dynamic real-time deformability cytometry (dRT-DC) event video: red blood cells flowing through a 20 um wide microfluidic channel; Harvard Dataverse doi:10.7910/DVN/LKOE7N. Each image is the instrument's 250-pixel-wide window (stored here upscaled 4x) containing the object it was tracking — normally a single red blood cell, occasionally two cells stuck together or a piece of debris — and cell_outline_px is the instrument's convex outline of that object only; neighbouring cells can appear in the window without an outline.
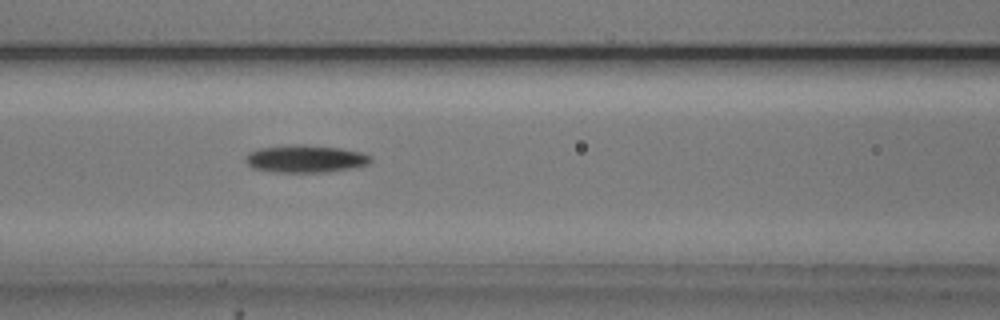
{"species": "common noctule bat (a hibernating species)", "species_latin": "Nyctalus noctula", "temperature_condition": "cold", "stored_images_in_passage": 45, "camera_frame_rate_fps": 3000, "um_per_image_px": 0.085, "animal": {"sex": "male", "body_mass_g": 20.5, "forearm_length_mm": 52.5}, "frame": {"image": 1, "passage_image": 14, "time_ms": 4.333, "image_size_px": [1000, 320], "cell_outline_px": [[372, 160], [368, 164], [348, 168], [320, 172], [276, 172], [252, 168], [244, 160], [244, 156], [248, 152], [260, 148], [288, 144], [304, 144], [340, 148], [360, 152], [372, 156]], "centroid_in_image_um": [25.9, 13.48], "position_along_channel_um": 140.7, "area_um2": 20.06}}
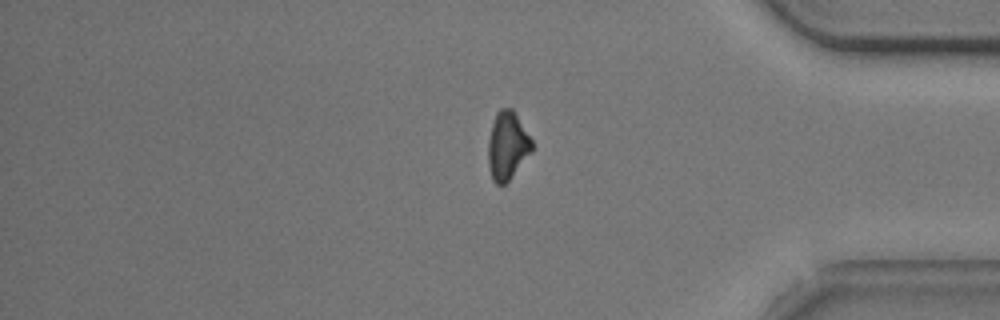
{"frame": {"image": 2, "passage_image": 36, "time_ms": 11.667, "image_size_px": [1000, 320], "cell_outline_px": [[536, 148], [508, 180], [504, 184], [496, 184], [492, 180], [488, 168], [488, 140], [492, 124], [496, 112], [500, 108], [512, 108], [532, 140]], "centroid_in_image_um": [43.13, 12.39], "position_along_channel_um": 392.1, "area_um2": 17.51}}
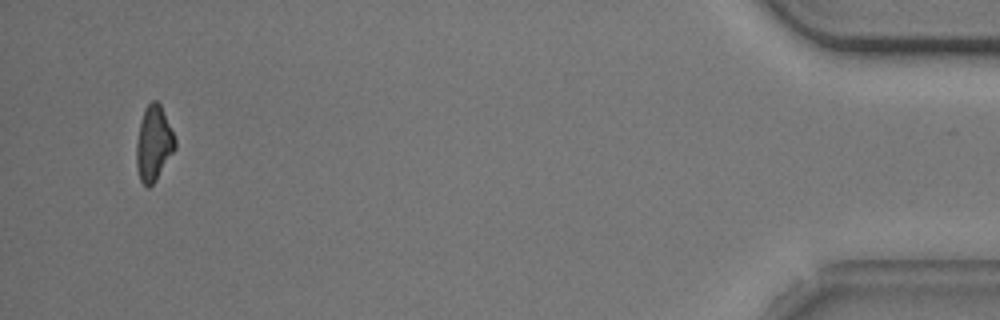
{"frame": {"image": 3, "passage_image": 43, "time_ms": 14.0, "image_size_px": [1000, 320], "cell_outline_px": [[176, 148], [156, 180], [148, 188], [140, 180], [136, 164], [136, 144], [140, 124], [144, 108], [152, 100], [156, 100], [160, 104], [176, 140]], "centroid_in_image_um": [13.06, 12.2], "position_along_channel_um": 422.1, "area_um2": 16.76}, "authors_computed_cell_mechanics": {"area_um2": 18.3804, "velocity_mm_per_s": 3.7386, "shape_relaxation_time_tau1_ms": 2.7983, "shape_relaxation_time_tau2_ms": null, "deformation_change_tau1": 0.0976, "deformation_change_tau2": null}}